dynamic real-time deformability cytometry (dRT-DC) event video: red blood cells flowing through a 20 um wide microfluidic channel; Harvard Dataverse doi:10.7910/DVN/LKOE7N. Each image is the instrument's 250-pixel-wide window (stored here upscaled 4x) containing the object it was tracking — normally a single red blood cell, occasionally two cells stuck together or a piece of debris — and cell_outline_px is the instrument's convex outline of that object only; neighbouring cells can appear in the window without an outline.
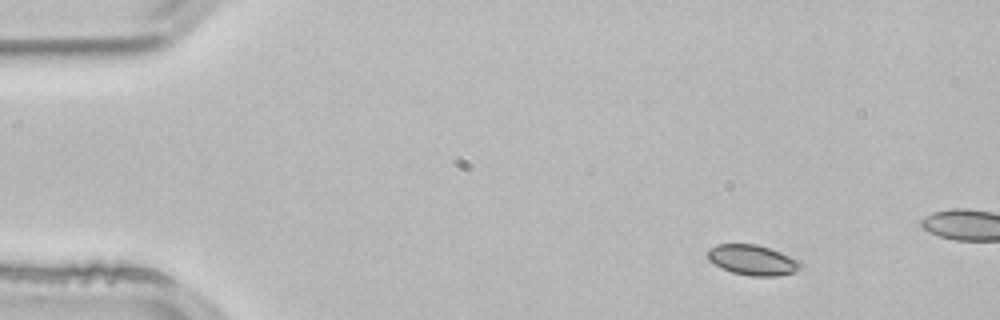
{"species": "common noctule bat (a hibernating species)", "species_latin": "Nyctalus noctula", "temperature_condition": "room temperature", "stored_images_in_passage": 4, "camera_frame_rate_fps": 3000, "um_per_image_px": 0.085, "animal": {"sex": "male", "body_mass_g": 21.5, "forearm_length_mm": 52.0}, "frame": {"image": 1, "passage_image": 2, "time_ms": 0.333, "image_size_px": [1000, 320], "cell_outline_px": [[804, 268], [792, 272], [776, 276], [752, 276], [732, 272], [720, 268], [708, 260], [708, 248], [716, 244], [756, 244], [780, 252], [800, 260], [804, 264]], "centroid_in_image_um": [63.98, 22.1], "position_along_channel_um": 21.0, "area_um2": 16.53}}